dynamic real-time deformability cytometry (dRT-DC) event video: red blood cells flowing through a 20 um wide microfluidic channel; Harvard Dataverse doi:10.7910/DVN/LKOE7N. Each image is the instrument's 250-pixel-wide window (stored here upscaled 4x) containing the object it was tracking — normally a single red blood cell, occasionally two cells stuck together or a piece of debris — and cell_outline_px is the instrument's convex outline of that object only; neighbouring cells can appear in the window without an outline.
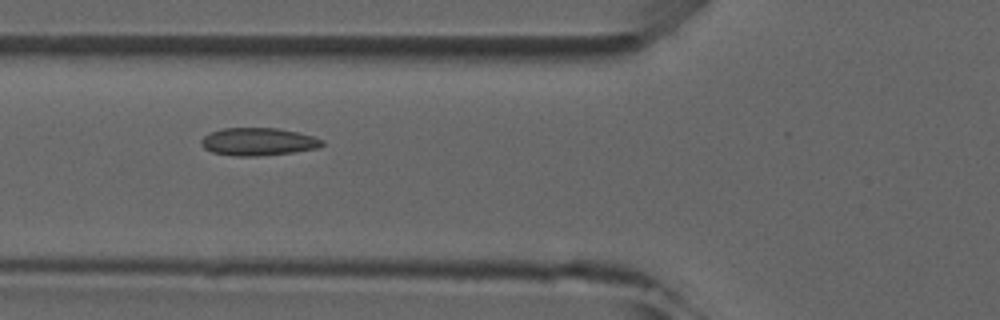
{"species": "common noctule bat (a hibernating species)", "species_latin": "Nyctalus noctula", "temperature_condition": "room temperature", "stored_images_in_passage": 7, "camera_frame_rate_fps": 3000, "um_per_image_px": 0.085, "animal": {"sex": "male", "forearm_length_mm": 52.5}, "frame": {"image": 1, "passage_image": 5, "time_ms": 5.333, "image_size_px": [1000, 320], "cell_outline_px": [[324, 144], [316, 148], [292, 152], [256, 156], [232, 156], [212, 152], [204, 148], [200, 144], [200, 140], [204, 136], [212, 132], [224, 128], [276, 128], [296, 132], [312, 136], [324, 140]], "centroid_in_image_um": [21.91, 12.05], "position_along_channel_um": 103.9, "area_um2": 19.36}}
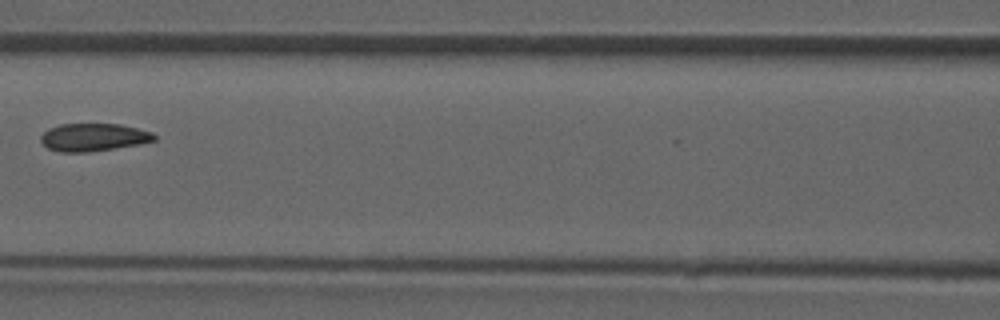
{"frame": {"image": 2, "passage_image": 6, "time_ms": 6.667, "image_size_px": [1000, 320], "cell_outline_px": [[156, 140], [140, 144], [88, 152], [60, 152], [48, 148], [40, 140], [40, 136], [48, 128], [60, 124], [120, 124], [152, 132], [156, 136]], "centroid_in_image_um": [7.93, 11.66], "position_along_channel_um": 158.7, "area_um2": 18.32}}